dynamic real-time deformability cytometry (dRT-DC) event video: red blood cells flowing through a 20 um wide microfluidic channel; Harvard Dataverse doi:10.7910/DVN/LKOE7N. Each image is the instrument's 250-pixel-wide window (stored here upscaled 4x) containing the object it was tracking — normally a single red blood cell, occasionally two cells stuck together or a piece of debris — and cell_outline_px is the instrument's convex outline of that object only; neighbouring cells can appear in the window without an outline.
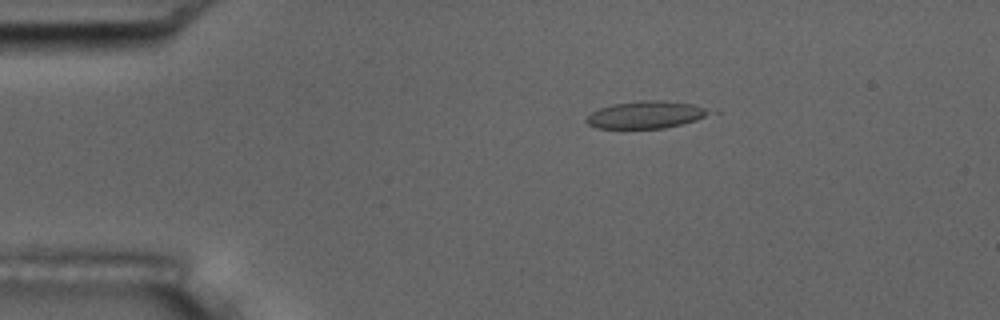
{"species": "common noctule bat (a hibernating species)", "species_latin": "Nyctalus noctula", "temperature_condition": "room temperature", "stored_images_in_passage": 5, "camera_frame_rate_fps": 3000, "um_per_image_px": 0.085, "animal": {"sex": "male", "body_mass_g": 17.5, "forearm_length_mm": 52.3}, "frame": {"image": 1, "passage_image": 3, "time_ms": 2.333, "image_size_px": [1000, 320], "cell_outline_px": [[720, 112], [696, 120], [664, 128], [596, 128], [588, 124], [584, 120], [592, 112], [600, 108], [612, 104], [640, 100], [664, 100], [692, 104], [716, 108]], "centroid_in_image_um": [55.04, 9.73], "position_along_channel_um": 30.0, "area_um2": 20.06}}
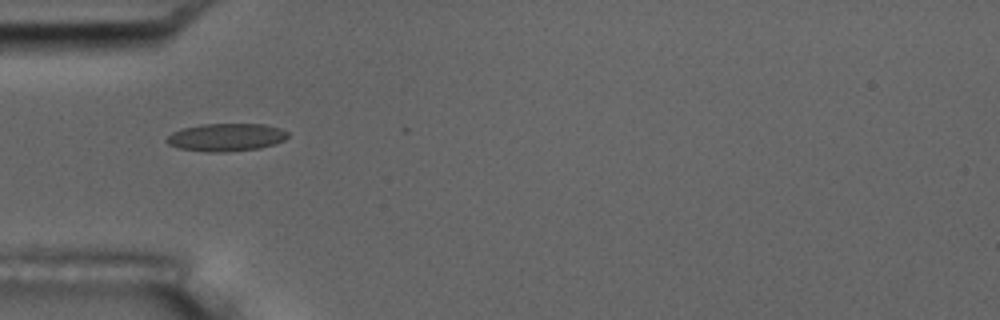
{"frame": {"image": 2, "passage_image": 5, "time_ms": 4.667, "image_size_px": [1000, 320], "cell_outline_px": [[288, 136], [284, 140], [276, 144], [260, 148], [228, 152], [204, 152], [180, 148], [168, 144], [164, 140], [172, 132], [180, 128], [200, 124], [264, 124], [280, 128], [288, 132]], "centroid_in_image_um": [19.21, 11.67], "position_along_channel_um": 65.8, "area_um2": 19.88}}